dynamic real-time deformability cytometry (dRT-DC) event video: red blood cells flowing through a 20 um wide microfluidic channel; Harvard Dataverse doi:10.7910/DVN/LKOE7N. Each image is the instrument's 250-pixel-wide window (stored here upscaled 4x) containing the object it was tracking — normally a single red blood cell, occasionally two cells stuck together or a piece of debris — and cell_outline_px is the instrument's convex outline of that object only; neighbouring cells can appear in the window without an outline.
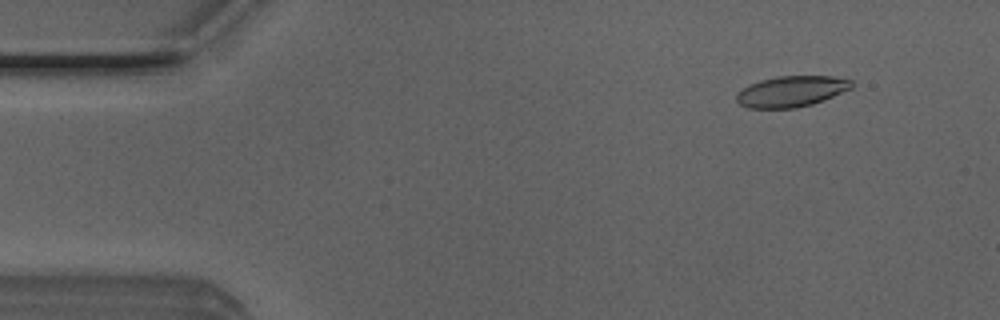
{"species": "Egyptian fruit bat (a non-hibernating species)", "species_latin": "Rousettus aegyptiacus", "temperature_condition": "room temperature", "stored_images_in_passage": 14, "camera_frame_rate_fps": 3000, "um_per_image_px": 0.085, "animal": {"sex": "male"}, "frame": {"image": 1, "passage_image": 5, "time_ms": 1.333, "image_size_px": [1000, 320], "cell_outline_px": [[856, 84], [852, 88], [824, 100], [812, 104], [796, 108], [748, 108], [740, 104], [736, 100], [736, 92], [760, 80], [776, 76], [832, 76], [852, 80]], "centroid_in_image_um": [67.29, 7.76], "position_along_channel_um": 17.7, "area_um2": 20.81}}